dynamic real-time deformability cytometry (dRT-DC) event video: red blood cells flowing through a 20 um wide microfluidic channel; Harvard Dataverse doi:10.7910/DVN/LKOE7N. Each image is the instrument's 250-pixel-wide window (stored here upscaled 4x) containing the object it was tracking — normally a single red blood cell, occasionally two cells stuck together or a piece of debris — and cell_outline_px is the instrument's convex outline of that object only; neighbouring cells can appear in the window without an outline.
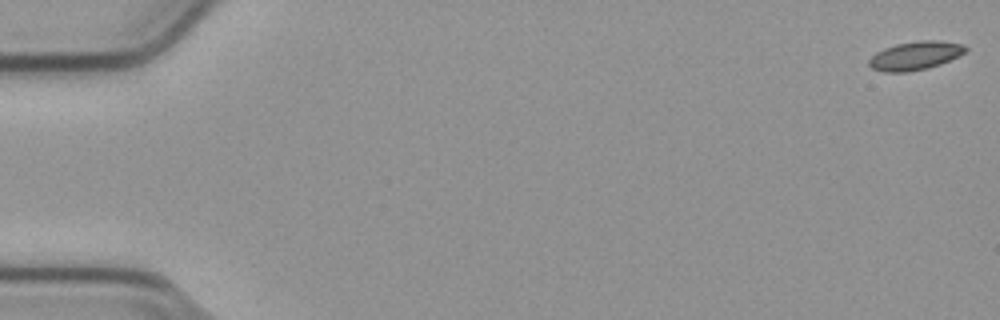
{"species": "common noctule bat (a hibernating species)", "species_latin": "Nyctalus noctula", "temperature_condition": "cold", "stored_images_in_passage": 52, "camera_frame_rate_fps": 3000, "um_per_image_px": 0.085, "animal": {"sex": "male", "body_mass_g": 23.1, "forearm_length_mm": 52.7}, "frame": {"image": 1, "passage_image": 1, "time_ms": 0.0, "image_size_px": [1000, 320], "cell_outline_px": [[968, 48], [964, 52], [940, 64], [928, 68], [908, 72], [884, 72], [872, 68], [868, 64], [868, 60], [876, 52], [884, 48], [896, 44], [920, 40], [940, 40], [964, 44]], "centroid_in_image_um": [77.77, 4.72], "position_along_channel_um": 7.2, "area_um2": 16.01}}
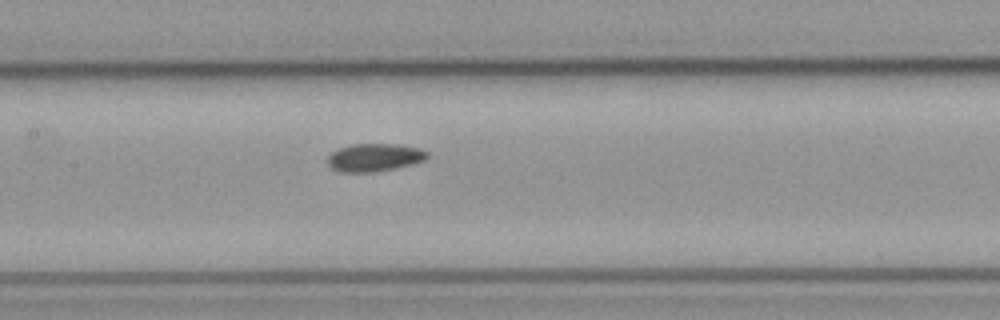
{"frame": {"image": 2, "passage_image": 27, "time_ms": 8.667, "image_size_px": [1000, 320], "cell_outline_px": [[428, 156], [424, 160], [412, 164], [372, 172], [340, 172], [332, 168], [328, 164], [328, 156], [332, 152], [340, 148], [352, 144], [400, 144], [420, 148], [428, 152]], "centroid_in_image_um": [31.83, 13.37], "position_along_channel_um": 175.6, "area_um2": 16.07}}
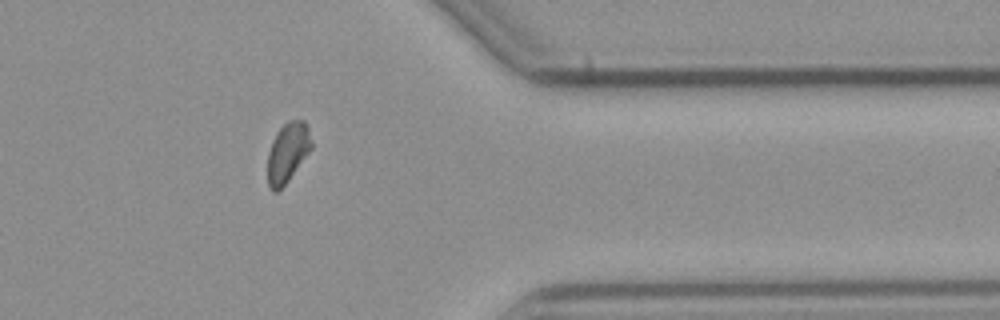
{"frame": {"image": 3, "passage_image": 45, "time_ms": 14.667, "image_size_px": [1000, 320], "cell_outline_px": [[312, 148], [288, 180], [276, 192], [272, 192], [268, 184], [268, 152], [272, 140], [276, 132], [288, 120], [304, 120], [308, 128], [312, 140]], "centroid_in_image_um": [24.45, 12.94], "position_along_channel_um": 387.0, "area_um2": 15.14}}